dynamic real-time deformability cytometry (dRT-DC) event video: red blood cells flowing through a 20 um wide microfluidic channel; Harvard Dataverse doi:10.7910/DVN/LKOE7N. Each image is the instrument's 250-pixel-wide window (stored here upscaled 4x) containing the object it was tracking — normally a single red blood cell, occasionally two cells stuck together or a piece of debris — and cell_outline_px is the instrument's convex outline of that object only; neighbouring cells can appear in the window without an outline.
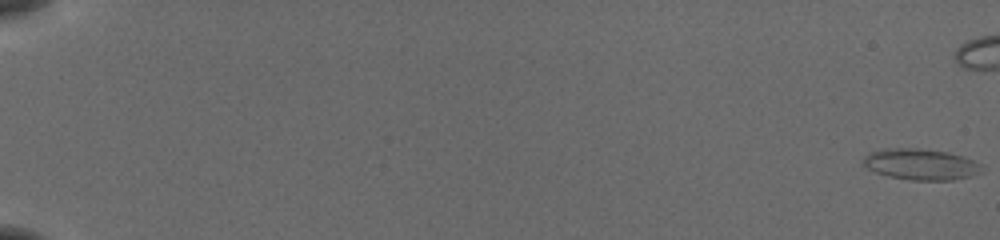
{"species": "common noctule bat (a hibernating species)", "species_latin": "Nyctalus noctula", "temperature_condition": "cold", "stored_images_in_passage": 47, "camera_frame_rate_fps": 3000, "um_per_image_px": 0.085, "animal": {"sex": "female", "body_mass_g": 19.5, "forearm_length_mm": 54.1}, "frame": {"image": 1, "passage_image": 1, "time_ms": 0.0, "image_size_px": [1000, 240], "cell_outline_px": [[984, 172], [952, 180], [912, 180], [888, 176], [876, 172], [868, 168], [860, 160], [868, 152], [884, 148], [916, 148], [948, 152], [964, 156], [984, 164]], "centroid_in_image_um": [78.29, 13.95], "position_along_channel_um": 6.7, "area_um2": 21.79}}